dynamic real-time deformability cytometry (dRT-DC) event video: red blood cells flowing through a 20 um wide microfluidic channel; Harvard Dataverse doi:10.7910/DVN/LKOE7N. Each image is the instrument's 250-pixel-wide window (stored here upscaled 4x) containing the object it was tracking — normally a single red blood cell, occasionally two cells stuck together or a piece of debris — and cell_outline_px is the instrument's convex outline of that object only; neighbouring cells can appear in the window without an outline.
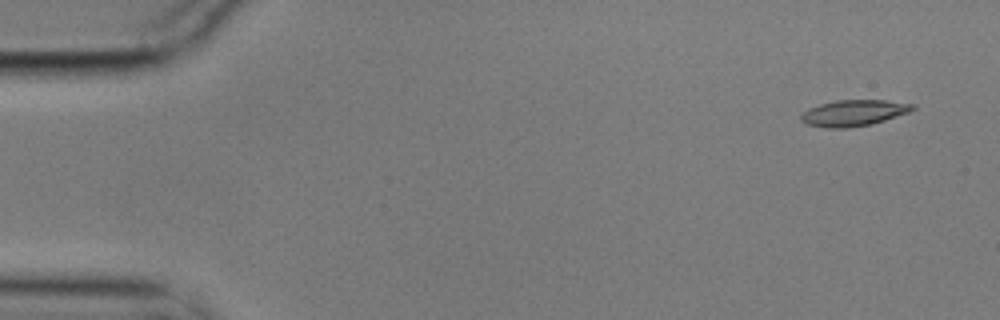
{"species": "common noctule bat (a hibernating species)", "species_latin": "Nyctalus noctula", "temperature_condition": "cold", "stored_images_in_passage": 4, "camera_frame_rate_fps": 3000, "um_per_image_px": 0.085, "animal": {"sex": "male", "body_mass_g": 17.9}, "frame": {"image": 1, "passage_image": 1, "time_ms": 0.0, "image_size_px": [1000, 320], "cell_outline_px": [[916, 108], [908, 112], [872, 124], [848, 128], [828, 128], [804, 124], [800, 120], [800, 116], [808, 108], [820, 104], [836, 100], [884, 100], [916, 104]], "centroid_in_image_um": [72.54, 9.6], "position_along_channel_um": 12.5, "area_um2": 17.05}}
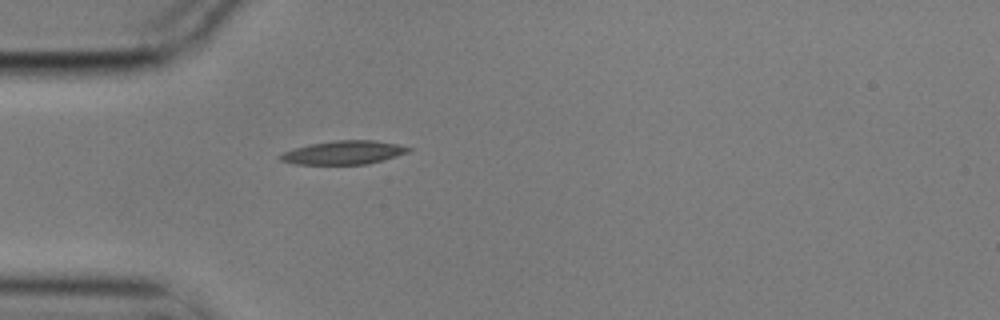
{"frame": {"image": 2, "passage_image": 4, "time_ms": 1.0, "image_size_px": [1000, 320], "cell_outline_px": [[412, 148], [408, 152], [396, 156], [368, 164], [296, 164], [280, 160], [276, 156], [284, 152], [296, 148], [312, 144], [336, 140], [376, 140], [400, 144]], "centroid_in_image_um": [29.24, 12.96], "position_along_channel_um": 55.8, "area_um2": 17.51}}